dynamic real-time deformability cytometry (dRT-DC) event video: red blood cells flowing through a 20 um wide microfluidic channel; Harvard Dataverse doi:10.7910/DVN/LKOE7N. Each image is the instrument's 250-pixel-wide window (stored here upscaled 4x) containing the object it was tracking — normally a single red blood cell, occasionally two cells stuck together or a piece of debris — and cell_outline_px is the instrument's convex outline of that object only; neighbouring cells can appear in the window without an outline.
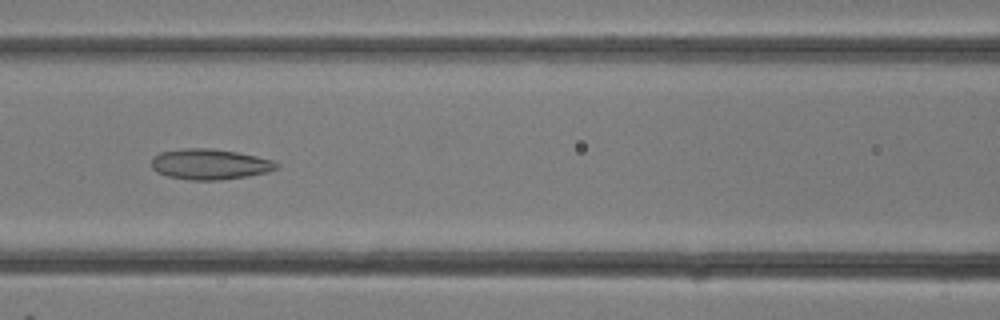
{"species": "common noctule bat (a hibernating species)", "species_latin": "Nyctalus noctula", "temperature_condition": "room temperature", "stored_images_in_passage": 28, "camera_frame_rate_fps": 3000, "um_per_image_px": 0.085, "animal": {"sex": "female"}, "frame": {"image": 1, "passage_image": 11, "time_ms": 3.333, "image_size_px": [1000, 320], "cell_outline_px": [[280, 164], [276, 168], [268, 172], [248, 176], [220, 180], [188, 180], [168, 176], [156, 172], [152, 168], [152, 156], [160, 152], [184, 148], [212, 148], [236, 152], [256, 156], [272, 160]], "centroid_in_image_um": [17.81, 13.96], "position_along_channel_um": 148.8, "area_um2": 22.37}}
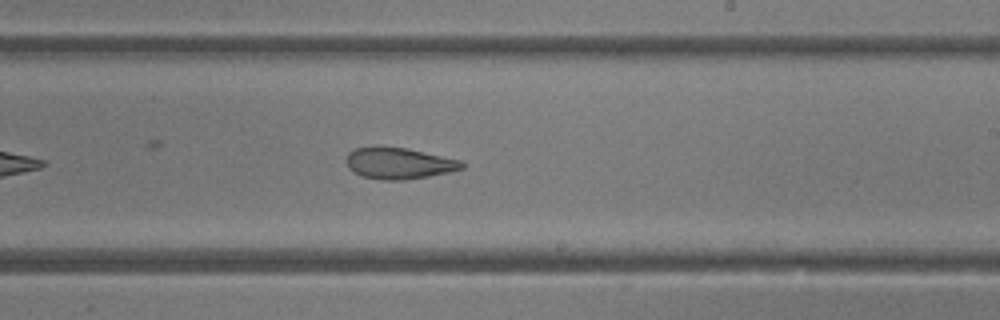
{"frame": {"image": 2, "passage_image": 16, "time_ms": 5.0, "image_size_px": [1000, 320], "cell_outline_px": [[464, 168], [448, 172], [428, 176], [404, 180], [380, 180], [360, 176], [352, 172], [348, 168], [348, 152], [356, 148], [376, 144], [380, 144], [408, 148], [460, 160], [464, 164]], "centroid_in_image_um": [33.85, 13.85], "position_along_channel_um": 255.1, "area_um2": 21.56}}
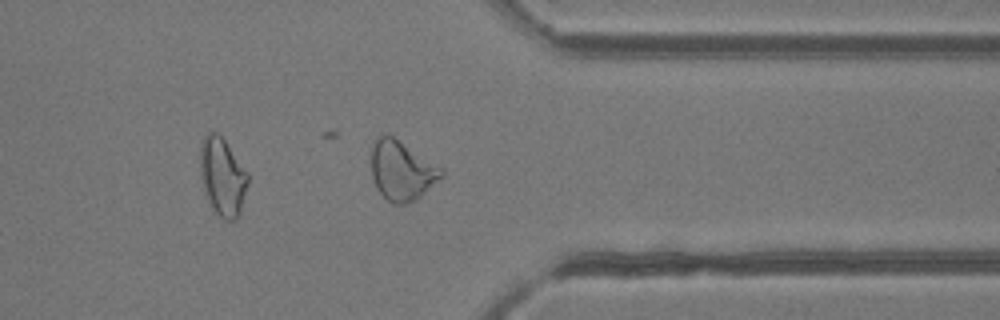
{"frame": {"image": 3, "passage_image": 22, "time_ms": 7.0, "image_size_px": [1000, 320], "cell_outline_px": [[444, 176], [416, 200], [404, 204], [392, 204], [380, 192], [372, 176], [372, 148], [376, 140], [380, 136], [392, 136], [444, 168]], "centroid_in_image_um": [34.2, 14.53], "position_along_channel_um": 377.2, "area_um2": 23.99}}